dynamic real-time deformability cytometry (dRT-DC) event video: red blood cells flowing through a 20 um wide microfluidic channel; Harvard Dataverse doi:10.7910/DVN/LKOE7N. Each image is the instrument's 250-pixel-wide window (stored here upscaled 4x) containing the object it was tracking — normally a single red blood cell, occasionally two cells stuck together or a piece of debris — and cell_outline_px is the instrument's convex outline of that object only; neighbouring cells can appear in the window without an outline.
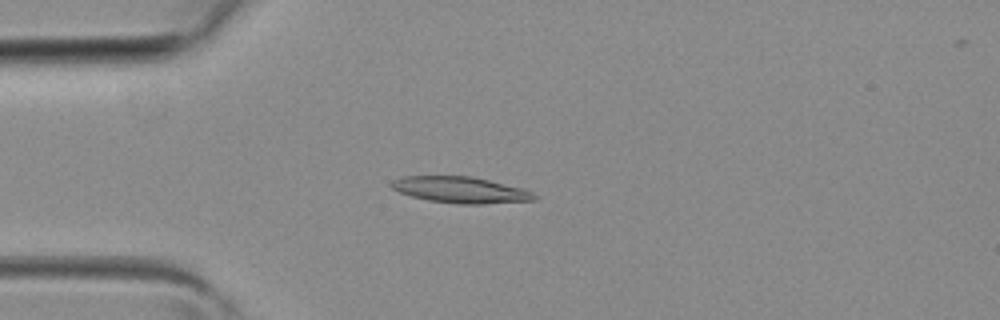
{"species": "common noctule bat (a hibernating species)", "species_latin": "Nyctalus noctula", "temperature_condition": "room temperature", "stored_images_in_passage": 2, "camera_frame_rate_fps": 3000, "um_per_image_px": 0.085, "animal": {"sex": "female", "body_mass_g": 19.3, "forearm_length_mm": 54.1}, "frame": {"image": 1, "passage_image": 2, "time_ms": 0.333, "image_size_px": [1000, 320], "cell_outline_px": [[540, 196], [536, 200], [484, 204], [460, 204], [428, 200], [412, 196], [400, 192], [392, 188], [392, 180], [404, 176], [472, 176], [524, 188]], "centroid_in_image_um": [39.22, 16.14], "position_along_channel_um": 45.8, "area_um2": 21.91}}